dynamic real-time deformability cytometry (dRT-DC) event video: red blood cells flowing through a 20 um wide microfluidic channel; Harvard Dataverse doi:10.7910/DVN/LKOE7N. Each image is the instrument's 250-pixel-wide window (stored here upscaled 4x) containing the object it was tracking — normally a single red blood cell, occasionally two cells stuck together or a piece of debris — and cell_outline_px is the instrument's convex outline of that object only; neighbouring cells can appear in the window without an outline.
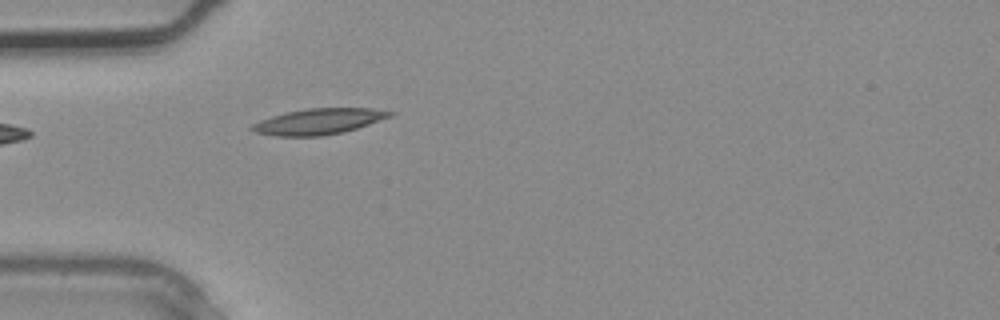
{"species": "common noctule bat (a hibernating species)", "species_latin": "Nyctalus noctula", "temperature_condition": "warm", "stored_images_in_passage": 2, "camera_frame_rate_fps": 3000, "um_per_image_px": 0.085, "animal": {"sex": "male", "body_mass_g": 20.4}, "frame": {"image": 1, "passage_image": 2, "time_ms": 0.333, "image_size_px": [1000, 320], "cell_outline_px": [[396, 112], [392, 116], [344, 132], [324, 136], [276, 136], [256, 132], [248, 128], [252, 124], [260, 120], [284, 112], [308, 108], [372, 108]], "centroid_in_image_um": [27.08, 10.32], "position_along_channel_um": 57.9, "area_um2": 20.81}}